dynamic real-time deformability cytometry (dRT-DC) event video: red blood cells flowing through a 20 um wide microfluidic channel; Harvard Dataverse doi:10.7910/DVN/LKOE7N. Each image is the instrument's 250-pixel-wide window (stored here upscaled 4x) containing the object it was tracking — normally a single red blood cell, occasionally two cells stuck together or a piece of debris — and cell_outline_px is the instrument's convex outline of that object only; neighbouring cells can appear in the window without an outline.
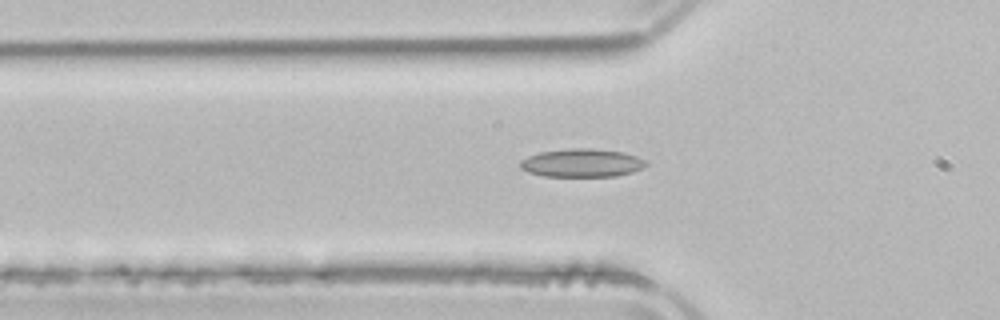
{"species": "common noctule bat (a hibernating species)", "species_latin": "Nyctalus noctula", "temperature_condition": "room temperature", "stored_images_in_passage": 4, "camera_frame_rate_fps": 3000, "um_per_image_px": 0.085, "animal": {"sex": "male", "body_mass_g": 21.5, "forearm_length_mm": 52.0}, "frame": {"image": 1, "passage_image": 4, "time_ms": 4.333, "image_size_px": [1000, 320], "cell_outline_px": [[648, 164], [632, 172], [616, 176], [544, 176], [528, 172], [520, 168], [520, 160], [528, 156], [540, 152], [572, 148], [592, 148], [624, 152], [648, 160]], "centroid_in_image_um": [49.47, 13.84], "position_along_channel_um": 76.3, "area_um2": 20.75}}